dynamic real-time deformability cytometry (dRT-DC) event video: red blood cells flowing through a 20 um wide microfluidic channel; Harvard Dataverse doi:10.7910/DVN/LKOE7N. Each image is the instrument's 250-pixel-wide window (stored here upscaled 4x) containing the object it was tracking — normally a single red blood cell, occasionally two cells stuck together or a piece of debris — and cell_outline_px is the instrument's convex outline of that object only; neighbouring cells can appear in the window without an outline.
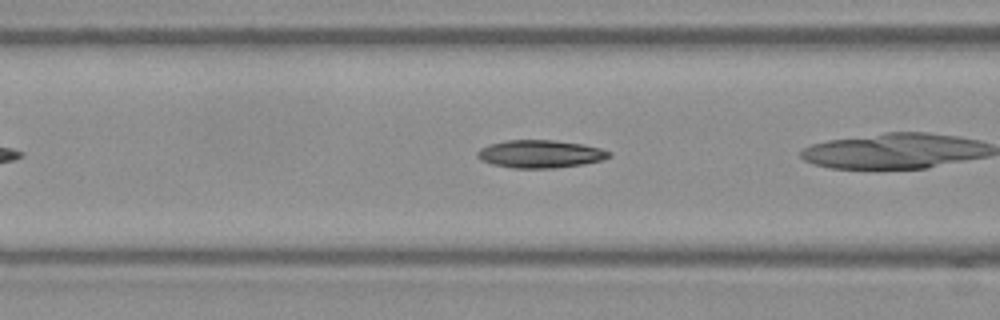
{"species": "Egyptian fruit bat (a non-hibernating species)", "species_latin": "Rousettus aegyptiacus", "temperature_condition": "warm", "stored_images_in_passage": 26, "camera_frame_rate_fps": 3000, "um_per_image_px": 0.085, "frame": {"image": 1, "passage_image": 5, "time_ms": 1.333, "image_size_px": [1000, 320], "cell_outline_px": [[612, 156], [600, 160], [584, 164], [552, 168], [512, 168], [492, 164], [480, 160], [476, 156], [476, 152], [480, 148], [488, 144], [504, 140], [552, 140], [584, 144], [600, 148], [612, 152]], "centroid_in_image_um": [45.89, 13.08], "position_along_channel_um": 120.7, "area_um2": 21.5}}
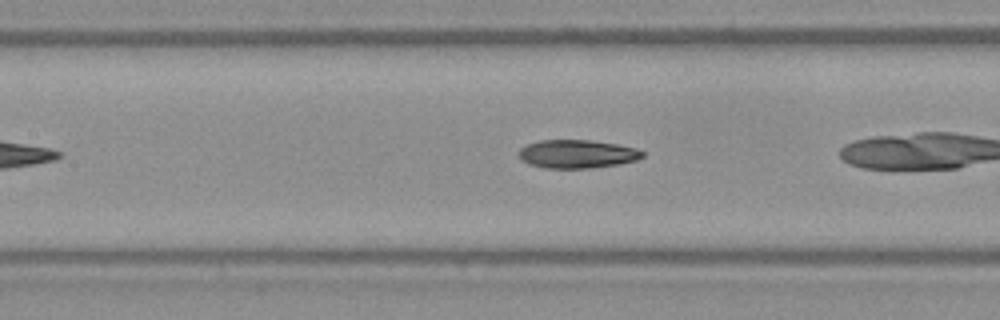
{"frame": {"image": 2, "passage_image": 8, "time_ms": 2.333, "image_size_px": [1000, 320], "cell_outline_px": [[644, 156], [636, 160], [620, 164], [592, 168], [544, 168], [528, 164], [520, 160], [516, 152], [520, 148], [528, 144], [540, 140], [592, 140], [616, 144], [636, 148], [644, 152]], "centroid_in_image_um": [49.02, 13.09], "position_along_channel_um": 158.4, "area_um2": 20.69}}